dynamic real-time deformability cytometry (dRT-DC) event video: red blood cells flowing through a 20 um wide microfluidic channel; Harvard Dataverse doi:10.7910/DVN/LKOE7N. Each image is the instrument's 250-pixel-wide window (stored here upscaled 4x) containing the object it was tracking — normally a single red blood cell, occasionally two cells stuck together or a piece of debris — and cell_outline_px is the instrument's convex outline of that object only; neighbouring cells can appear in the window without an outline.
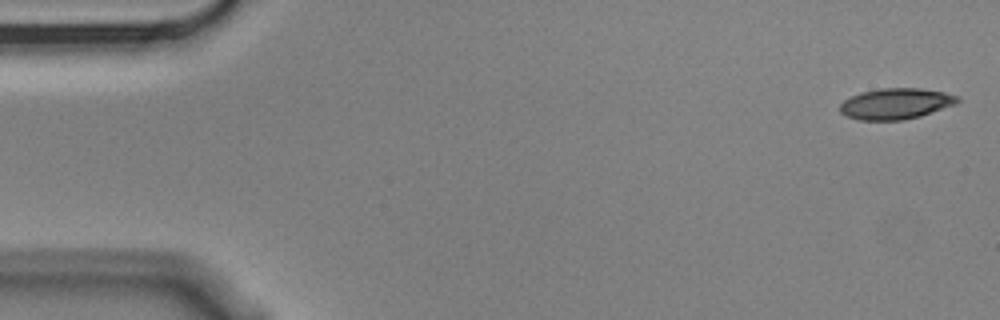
{"species": "Egyptian fruit bat (a non-hibernating species)", "species_latin": "Rousettus aegyptiacus", "temperature_condition": "cold", "stored_images_in_passage": 4, "camera_frame_rate_fps": 3000, "um_per_image_px": 0.085, "animal": {"sex": "male"}, "frame": {"image": 1, "passage_image": 1, "time_ms": 0.0, "image_size_px": [1000, 320], "cell_outline_px": [[960, 100], [956, 104], [920, 116], [904, 120], [856, 120], [844, 116], [840, 112], [840, 104], [844, 100], [860, 92], [880, 88], [920, 88], [944, 92], [960, 96]], "centroid_in_image_um": [76.13, 8.82], "position_along_channel_um": 8.9, "area_um2": 21.39}}